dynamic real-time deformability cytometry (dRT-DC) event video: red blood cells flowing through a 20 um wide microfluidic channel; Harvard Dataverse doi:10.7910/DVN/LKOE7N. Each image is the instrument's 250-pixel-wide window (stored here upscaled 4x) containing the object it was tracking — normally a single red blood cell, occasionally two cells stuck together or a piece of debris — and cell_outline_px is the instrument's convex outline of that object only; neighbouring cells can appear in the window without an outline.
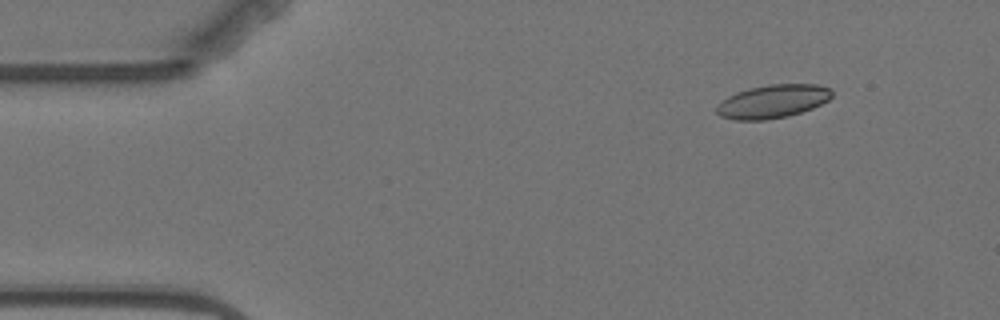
{"species": "Egyptian fruit bat (a non-hibernating species)", "species_latin": "Rousettus aegyptiacus", "temperature_condition": "warm", "stored_images_in_passage": 4, "camera_frame_rate_fps": 3000, "um_per_image_px": 0.085, "animal": {"sex": "female"}, "frame": {"image": 1, "passage_image": 1, "time_ms": 0.0, "image_size_px": [1000, 320], "cell_outline_px": [[832, 96], [828, 100], [812, 108], [788, 116], [764, 120], [736, 120], [720, 116], [716, 112], [716, 104], [728, 96], [736, 92], [748, 88], [768, 84], [816, 84], [828, 88], [832, 92]], "centroid_in_image_um": [65.64, 8.61], "position_along_channel_um": 19.4, "area_um2": 22.43}}
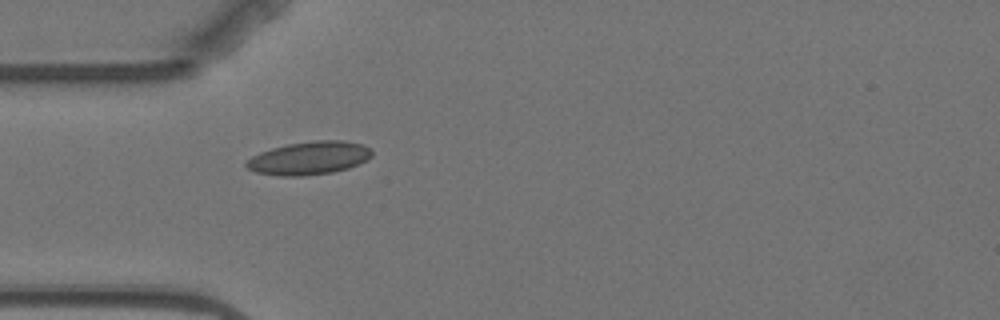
{"frame": {"image": 2, "passage_image": 4, "time_ms": 3.333, "image_size_px": [1000, 320], "cell_outline_px": [[372, 156], [368, 160], [348, 168], [332, 172], [304, 176], [280, 176], [256, 172], [248, 168], [244, 164], [252, 156], [260, 152], [272, 148], [288, 144], [316, 140], [344, 140], [364, 144], [372, 148]], "centroid_in_image_um": [26.32, 13.43], "position_along_channel_um": 58.7, "area_um2": 24.39}}